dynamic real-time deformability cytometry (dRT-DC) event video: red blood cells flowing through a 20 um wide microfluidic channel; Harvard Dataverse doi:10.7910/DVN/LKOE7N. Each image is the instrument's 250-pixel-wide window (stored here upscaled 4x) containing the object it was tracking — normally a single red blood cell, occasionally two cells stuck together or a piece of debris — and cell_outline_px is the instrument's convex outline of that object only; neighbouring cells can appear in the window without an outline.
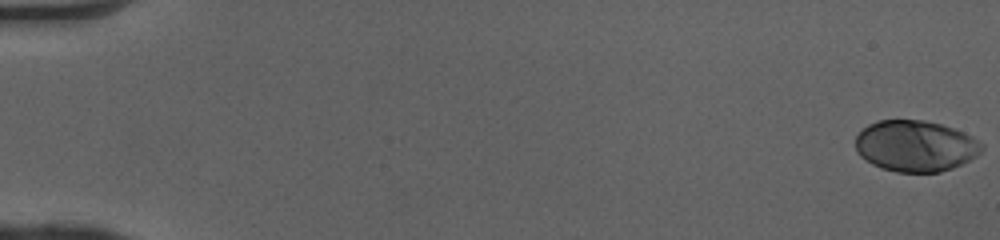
{"species": "human", "species_latin": "Homo sapiens", "temperature_condition": "cold", "stored_images_in_passage": 51, "camera_frame_rate_fps": 3000, "um_per_image_px": 0.085, "donor": {"sex": "female"}, "frame": {"image": 1, "passage_image": 1, "time_ms": 0.0, "image_size_px": [1000, 240], "cell_outline_px": [[984, 148], [976, 156], [952, 168], [940, 172], [896, 172], [880, 168], [872, 164], [860, 156], [856, 152], [856, 136], [868, 124], [876, 120], [924, 120], [940, 124], [964, 132], [972, 136], [984, 144]], "centroid_in_image_um": [77.8, 12.41], "position_along_channel_um": 7.2, "area_um2": 37.74}}
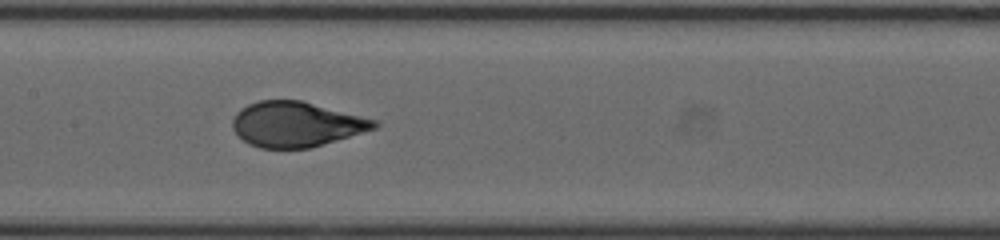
{"frame": {"image": 2, "passage_image": 27, "time_ms": 8.667, "image_size_px": [1000, 240], "cell_outline_px": [[380, 124], [376, 128], [308, 148], [260, 148], [248, 144], [232, 128], [232, 120], [236, 112], [240, 108], [248, 104], [260, 100], [300, 100], [380, 120]], "centroid_in_image_um": [25.18, 10.55], "position_along_channel_um": 182.2, "area_um2": 37.17}}
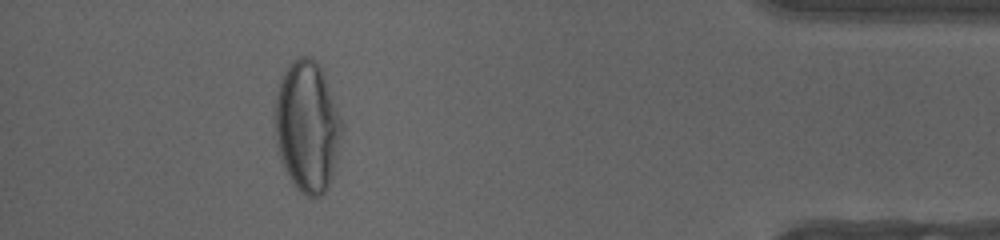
{"frame": {"image": 3, "passage_image": 47, "time_ms": 15.333, "image_size_px": [1000, 240], "cell_outline_px": [[344, 128], [340, 152], [332, 180], [328, 188], [320, 196], [308, 196], [300, 192], [292, 184], [276, 152], [272, 116], [276, 96], [284, 72], [292, 60], [296, 56], [312, 56], [316, 60], [324, 76], [344, 124]], "centroid_in_image_um": [26.11, 10.8], "position_along_channel_um": 409.1, "area_um2": 52.48}, "authors_computed_cell_mechanics": {"area_um2": 38.0324, "velocity_mm_per_s": 4.0831, "shape_relaxation_time_tau1_ms": 3.636, "shape_relaxation_time_tau2_ms": null, "deformation_change_tau1": 0.2163, "deformation_change_tau2": null}}